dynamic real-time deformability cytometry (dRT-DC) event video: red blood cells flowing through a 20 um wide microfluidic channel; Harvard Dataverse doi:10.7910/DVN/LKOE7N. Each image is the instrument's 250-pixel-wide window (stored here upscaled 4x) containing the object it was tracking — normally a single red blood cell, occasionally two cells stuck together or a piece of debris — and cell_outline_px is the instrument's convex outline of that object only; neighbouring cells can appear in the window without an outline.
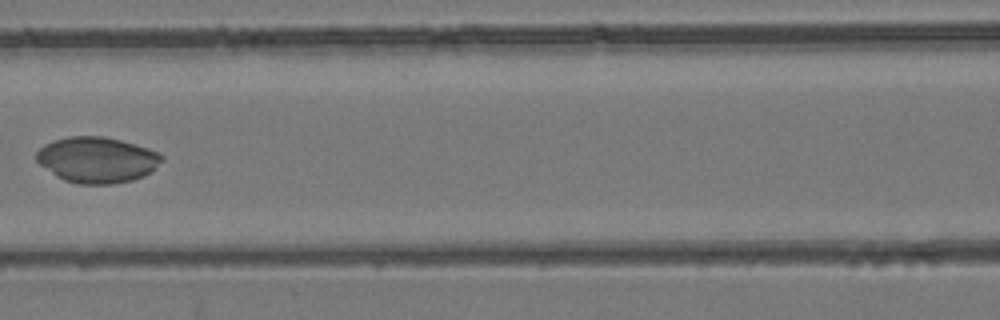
{"species": "common noctule bat (a hibernating species)", "species_latin": "Nyctalus noctula", "temperature_condition": "room temperature", "stored_images_in_passage": 7, "camera_frame_rate_fps": 3000, "um_per_image_px": 0.085, "animal": {"sex": "female", "body_mass_g": 24.6, "forearm_length_mm": 56.2}, "frame": {"image": 1, "passage_image": 7, "time_ms": 2.0, "image_size_px": [1000, 320], "cell_outline_px": [[164, 160], [152, 172], [144, 176], [132, 180], [112, 184], [76, 184], [64, 180], [56, 176], [40, 164], [36, 160], [36, 152], [44, 144], [52, 140], [68, 136], [104, 136], [120, 140], [148, 148], [164, 156]], "centroid_in_image_um": [8.25, 13.58], "position_along_channel_um": 158.3, "area_um2": 33.7}}